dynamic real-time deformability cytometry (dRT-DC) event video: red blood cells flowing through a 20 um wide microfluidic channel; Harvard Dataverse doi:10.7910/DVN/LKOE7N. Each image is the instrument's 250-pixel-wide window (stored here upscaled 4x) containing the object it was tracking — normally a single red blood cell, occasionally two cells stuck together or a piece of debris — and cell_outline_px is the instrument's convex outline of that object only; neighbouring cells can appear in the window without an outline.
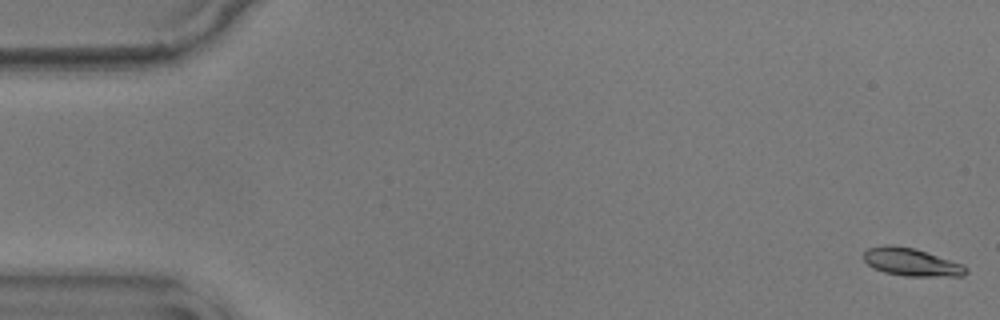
{"species": "common noctule bat (a hibernating species)", "species_latin": "Nyctalus noctula", "temperature_condition": "warm", "stored_images_in_passage": 56, "camera_frame_rate_fps": 3000, "um_per_image_px": 0.085, "animal": {"sex": "male", "body_mass_g": 17.9}, "frame": {"image": 1, "passage_image": 1, "time_ms": 0.0, "image_size_px": [1000, 320], "cell_outline_px": [[968, 272], [964, 276], [904, 276], [884, 272], [872, 268], [864, 260], [864, 252], [868, 248], [888, 244], [892, 244], [916, 248], [964, 264], [968, 268]], "centroid_in_image_um": [77.5, 22.27], "position_along_channel_um": 7.5, "area_um2": 16.88}}
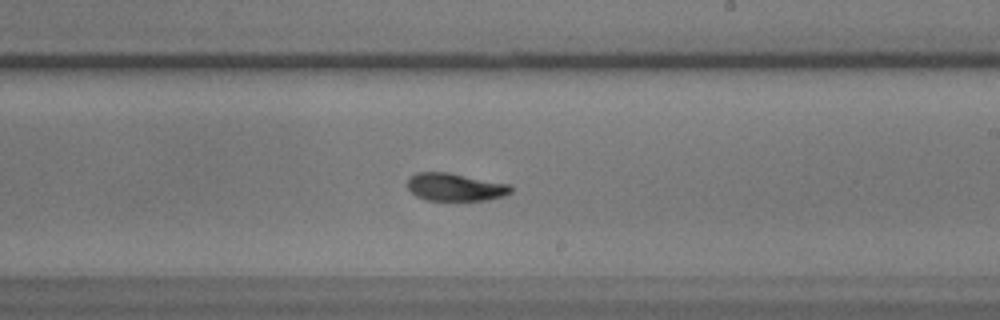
{"frame": {"image": 2, "passage_image": 33, "time_ms": 10.667, "image_size_px": [1000, 320], "cell_outline_px": [[512, 192], [504, 196], [488, 200], [424, 200], [416, 196], [408, 188], [408, 180], [416, 172], [448, 172], [508, 184], [512, 188]], "centroid_in_image_um": [38.69, 15.91], "position_along_channel_um": 250.3, "area_um2": 16.65}}
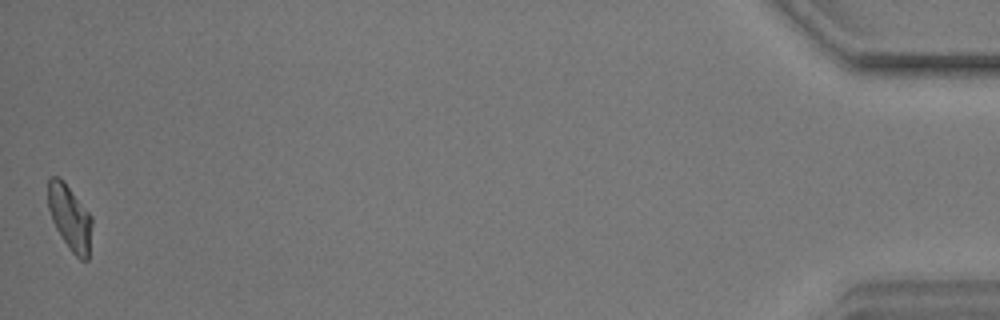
{"frame": {"image": 3, "passage_image": 56, "time_ms": 18.333, "image_size_px": [1000, 320], "cell_outline_px": [[92, 224], [88, 260], [80, 260], [68, 248], [56, 228], [52, 220], [48, 208], [48, 180], [52, 176], [60, 176], [64, 180], [92, 216]], "centroid_in_image_um": [5.94, 18.47], "position_along_channel_um": 429.3, "area_um2": 16.82}, "authors_computed_cell_mechanics": {"area_um2": 16.9354, "velocity_mm_per_s": 3.5754, "shape_relaxation_time_tau1_ms": 3.925, "shape_relaxation_time_tau2_ms": 2.9433, "deformation_change_tau1": 0.1339, "deformation_change_tau2": 0.078}}